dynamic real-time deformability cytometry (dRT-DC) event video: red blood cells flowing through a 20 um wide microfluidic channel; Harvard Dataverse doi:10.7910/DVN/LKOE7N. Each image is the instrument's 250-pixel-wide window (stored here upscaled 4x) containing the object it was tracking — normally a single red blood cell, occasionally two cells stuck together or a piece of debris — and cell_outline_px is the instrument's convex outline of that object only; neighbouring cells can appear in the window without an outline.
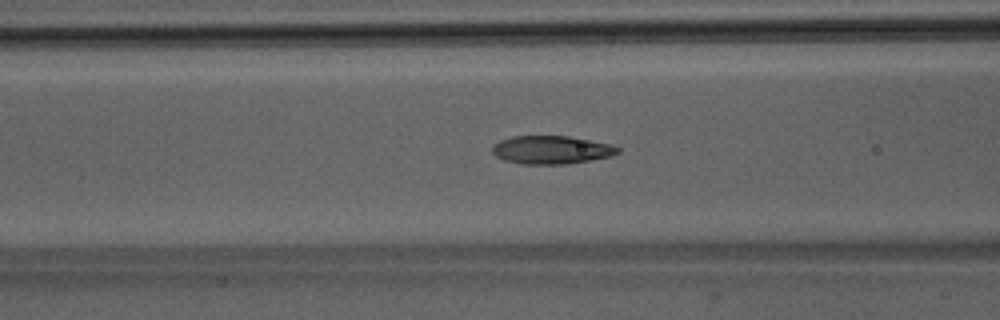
{"species": "Egyptian fruit bat (a non-hibernating species)", "species_latin": "Rousettus aegyptiacus", "temperature_condition": "room temperature", "stored_images_in_passage": 50, "camera_frame_rate_fps": 3000, "um_per_image_px": 0.085, "animal": {"sex": "male"}, "frame": {"image": 1, "passage_image": 18, "time_ms": 5.667, "image_size_px": [1000, 320], "cell_outline_px": [[620, 152], [608, 156], [592, 160], [564, 164], [520, 164], [504, 160], [496, 156], [492, 152], [492, 148], [500, 140], [512, 136], [568, 136], [608, 144], [620, 148]], "centroid_in_image_um": [46.83, 12.74], "position_along_channel_um": 119.8, "area_um2": 20.4}}
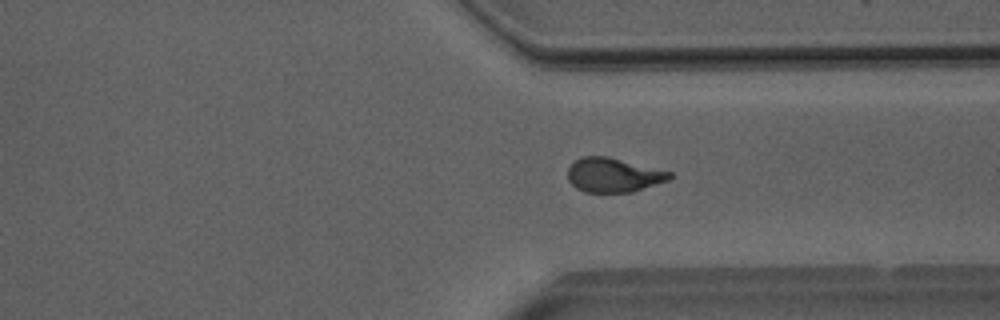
{"frame": {"image": 2, "passage_image": 36, "time_ms": 11.667, "image_size_px": [1000, 320], "cell_outline_px": [[672, 176], [668, 180], [632, 192], [584, 192], [576, 188], [568, 180], [568, 168], [580, 156], [608, 156], [672, 172]], "centroid_in_image_um": [52.12, 14.87], "position_along_channel_um": 359.3, "area_um2": 20.29}}
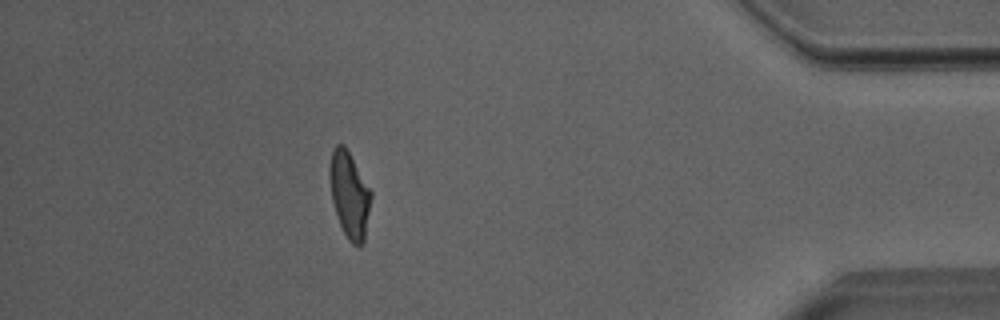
{"frame": {"image": 3, "passage_image": 43, "time_ms": 14.0, "image_size_px": [1000, 320], "cell_outline_px": [[372, 196], [364, 240], [356, 248], [348, 240], [340, 224], [332, 200], [328, 176], [328, 168], [332, 148], [336, 144], [344, 144], [372, 192]], "centroid_in_image_um": [29.68, 16.52], "position_along_channel_um": 405.5, "area_um2": 20.81}, "authors_computed_cell_mechanics": {"area_um2": 20.6924, "velocity_mm_per_s": 3.9935, "shape_relaxation_time_tau1_ms": 4.3234, "shape_relaxation_time_tau2_ms": 1.3684, "deformation_change_tau1": 0.1674, "deformation_change_tau2": 0.0791}}